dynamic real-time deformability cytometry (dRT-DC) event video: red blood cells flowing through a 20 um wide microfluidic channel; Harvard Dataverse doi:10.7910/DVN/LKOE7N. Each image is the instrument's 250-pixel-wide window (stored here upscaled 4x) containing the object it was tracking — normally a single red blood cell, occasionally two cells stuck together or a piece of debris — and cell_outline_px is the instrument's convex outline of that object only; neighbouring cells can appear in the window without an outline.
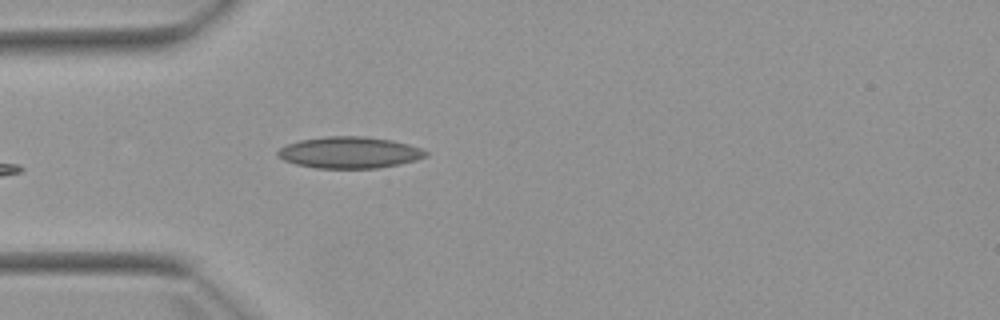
{"species": "Egyptian fruit bat (a non-hibernating species)", "species_latin": "Rousettus aegyptiacus", "temperature_condition": "warm", "stored_images_in_passage": 4, "camera_frame_rate_fps": 3000, "um_per_image_px": 0.085, "animal": {"sex": "female"}, "frame": {"image": 1, "passage_image": 4, "time_ms": 4.333, "image_size_px": [1000, 320], "cell_outline_px": [[428, 156], [416, 160], [376, 168], [316, 168], [296, 164], [284, 160], [276, 156], [276, 152], [280, 148], [288, 144], [300, 140], [324, 136], [364, 136], [392, 140], [408, 144], [420, 148], [428, 152]], "centroid_in_image_um": [29.69, 12.96], "position_along_channel_um": 55.3, "area_um2": 27.11}}